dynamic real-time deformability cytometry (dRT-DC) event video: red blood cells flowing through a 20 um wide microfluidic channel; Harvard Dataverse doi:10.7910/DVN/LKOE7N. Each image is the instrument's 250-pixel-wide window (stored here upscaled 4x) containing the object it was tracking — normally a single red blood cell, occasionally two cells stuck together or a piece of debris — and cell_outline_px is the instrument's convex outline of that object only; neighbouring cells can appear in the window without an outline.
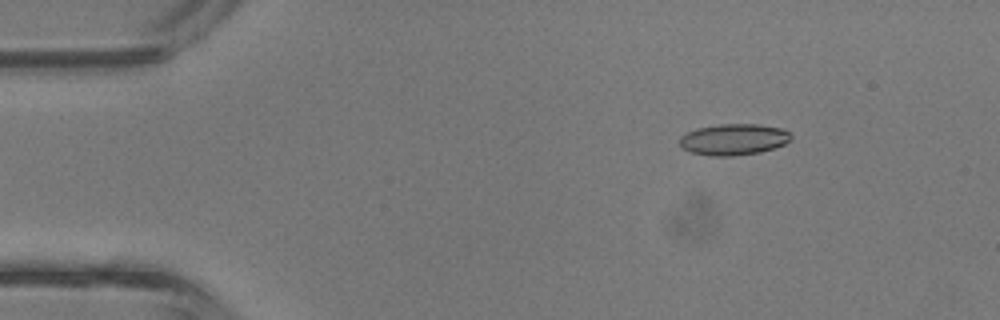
{"species": "common noctule bat (a hibernating species)", "species_latin": "Nyctalus noctula", "temperature_condition": "room temperature", "stored_images_in_passage": 9, "camera_frame_rate_fps": 3000, "um_per_image_px": 0.085, "animal": {"sex": "male", "body_mass_g": 13.3}, "frame": {"image": 1, "passage_image": 6, "time_ms": 1.667, "image_size_px": [1000, 320], "cell_outline_px": [[792, 140], [784, 144], [760, 152], [732, 156], [712, 156], [692, 152], [684, 148], [680, 144], [680, 136], [696, 128], [720, 124], [760, 124], [784, 128], [792, 132]], "centroid_in_image_um": [62.42, 11.83], "position_along_channel_um": 22.6, "area_um2": 20.4}}